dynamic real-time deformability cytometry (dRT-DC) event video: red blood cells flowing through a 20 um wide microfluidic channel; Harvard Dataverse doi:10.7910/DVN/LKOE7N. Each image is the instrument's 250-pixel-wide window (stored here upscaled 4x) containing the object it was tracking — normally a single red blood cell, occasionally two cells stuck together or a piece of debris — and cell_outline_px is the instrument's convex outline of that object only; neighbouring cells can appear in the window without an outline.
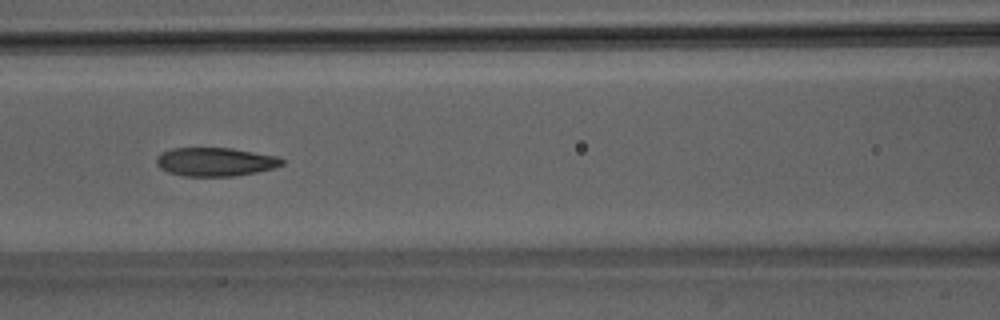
{"species": "Egyptian fruit bat (a non-hibernating species)", "species_latin": "Rousettus aegyptiacus", "temperature_condition": "room temperature", "stored_images_in_passage": 50, "camera_frame_rate_fps": 3000, "um_per_image_px": 0.085, "animal": {"sex": "male"}, "frame": {"image": 1, "passage_image": 21, "time_ms": 6.667, "image_size_px": [1000, 320], "cell_outline_px": [[284, 164], [276, 168], [256, 172], [232, 176], [184, 176], [168, 172], [160, 168], [156, 164], [156, 156], [160, 152], [172, 148], [232, 148], [280, 156], [284, 160]], "centroid_in_image_um": [18.32, 13.75], "position_along_channel_um": 148.3, "area_um2": 21.21}}
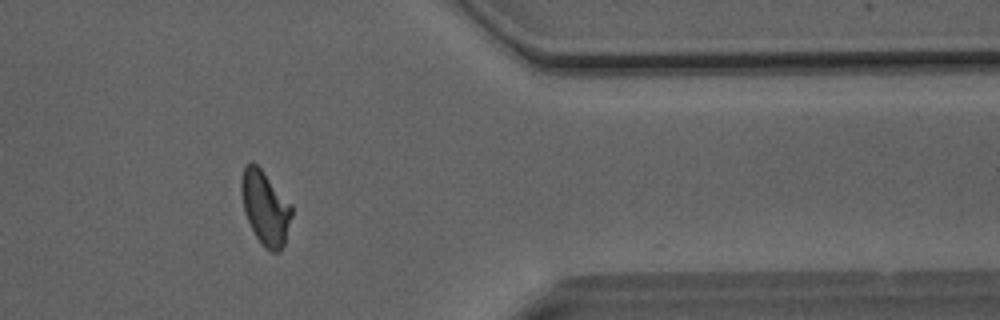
{"frame": {"image": 2, "passage_image": 40, "time_ms": 13.0, "image_size_px": [1000, 320], "cell_outline_px": [[292, 216], [284, 244], [280, 252], [272, 252], [264, 248], [256, 236], [244, 212], [240, 188], [240, 180], [244, 168], [252, 160], [260, 168], [292, 204]], "centroid_in_image_um": [22.55, 17.67], "position_along_channel_um": 388.9, "area_um2": 21.68}}
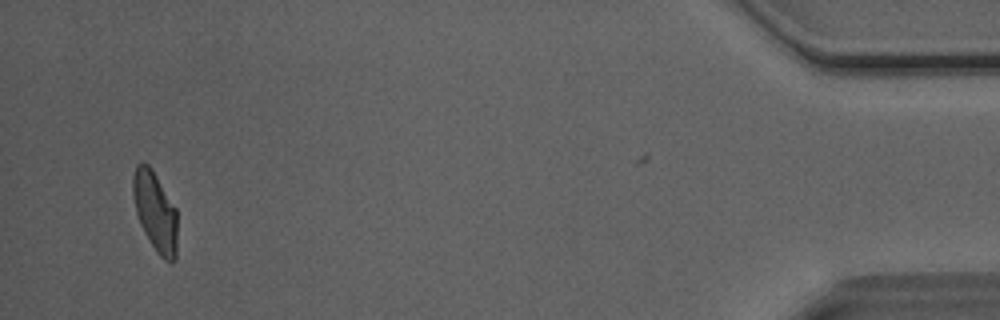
{"frame": {"image": 3, "passage_image": 47, "time_ms": 15.333, "image_size_px": [1000, 320], "cell_outline_px": [[176, 260], [164, 260], [156, 252], [144, 232], [140, 224], [136, 212], [132, 192], [132, 180], [136, 164], [144, 160], [152, 168], [176, 208]], "centroid_in_image_um": [13.17, 17.93], "position_along_channel_um": 422.0, "area_um2": 20.63}, "authors_computed_cell_mechanics": {"area_um2": 21.675, "velocity_mm_per_s": 4.0877, "shape_relaxation_time_tau1_ms": 6.1003, "shape_relaxation_time_tau2_ms": 1.6831, "deformation_change_tau1": 0.1889, "deformation_change_tau2": 0.0834}}